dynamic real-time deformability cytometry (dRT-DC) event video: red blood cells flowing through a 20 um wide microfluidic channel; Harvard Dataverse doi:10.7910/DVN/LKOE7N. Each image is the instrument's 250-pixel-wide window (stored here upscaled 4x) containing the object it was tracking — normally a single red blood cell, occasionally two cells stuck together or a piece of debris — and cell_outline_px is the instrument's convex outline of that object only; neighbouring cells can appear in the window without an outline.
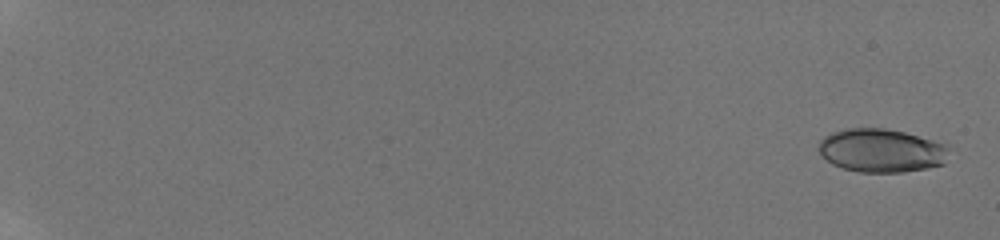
{"species": "human", "species_latin": "Homo sapiens", "temperature_condition": "room temperature", "stored_images_in_passage": 72, "camera_frame_rate_fps": 3000, "um_per_image_px": 0.085, "donor": {"sex": "male"}, "frame": {"image": 1, "passage_image": 2, "time_ms": 0.333, "image_size_px": [1000, 240], "cell_outline_px": [[948, 144], [944, 164], [928, 168], [900, 172], [860, 172], [844, 168], [832, 164], [820, 152], [820, 140], [824, 136], [832, 132], [848, 128], [884, 128], [904, 132]], "centroid_in_image_um": [74.93, 12.79], "position_along_channel_um": 10.1, "area_um2": 32.77}}
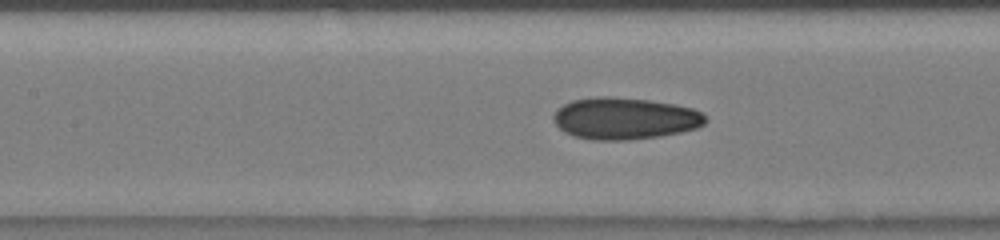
{"frame": {"image": 2, "passage_image": 43, "time_ms": 10.0, "image_size_px": [1000, 240], "cell_outline_px": [[708, 120], [704, 124], [696, 128], [680, 132], [660, 136], [628, 140], [592, 140], [572, 136], [564, 132], [552, 120], [552, 116], [556, 108], [572, 100], [596, 96], [612, 96], [648, 100], [676, 104], [692, 108], [700, 112]], "centroid_in_image_um": [53.06, 10.06], "position_along_channel_um": 154.3, "area_um2": 37.34}}
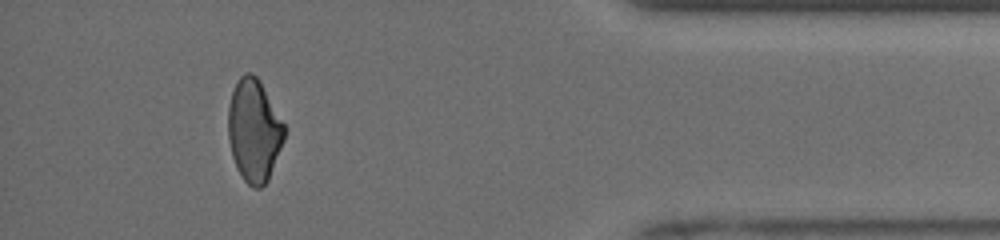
{"frame": {"image": 3, "passage_image": 70, "time_ms": 17.333, "image_size_px": [1000, 240], "cell_outline_px": [[284, 140], [268, 180], [260, 188], [252, 188], [244, 180], [232, 156], [228, 140], [228, 108], [232, 92], [240, 76], [244, 72], [252, 72], [260, 80], [284, 124]], "centroid_in_image_um": [21.58, 11.08], "position_along_channel_um": 413.6, "area_um2": 33.35}, "authors_computed_cell_mechanics": {"area_um2": 34.4488, "velocity_mm_per_s": 3.9667, "shape_relaxation_time_tau1_ms": null, "shape_relaxation_time_tau2_ms": 1.7128, "deformation_change_tau1": null, "deformation_change_tau2": 0.0704}}